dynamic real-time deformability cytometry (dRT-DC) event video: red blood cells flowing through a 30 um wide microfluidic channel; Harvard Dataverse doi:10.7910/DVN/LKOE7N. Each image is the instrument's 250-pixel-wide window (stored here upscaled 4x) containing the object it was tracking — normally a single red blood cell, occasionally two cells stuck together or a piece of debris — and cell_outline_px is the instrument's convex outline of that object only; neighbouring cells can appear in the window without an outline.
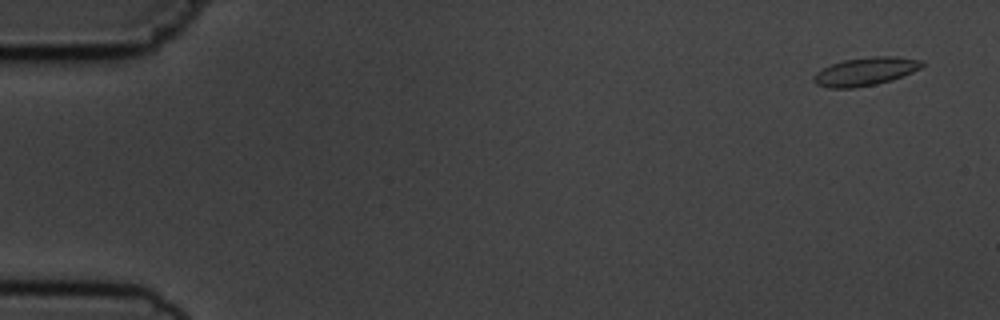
{"species": "common noctule bat (a hibernating species)", "species_latin": "Nyctalus noctula", "temperature_condition": "cold", "stored_images_in_passage": 3, "camera_frame_rate_fps": 3000, "um_per_image_px": 0.085, "animal": {"sex": "male", "body_mass_g": 19.5, "forearm_length_mm": 54.6}, "frame": {"image": 1, "passage_image": 1, "time_ms": 0.0, "image_size_px": [1000, 320], "cell_outline_px": [[924, 64], [920, 68], [912, 72], [892, 80], [876, 84], [856, 88], [828, 88], [816, 84], [812, 80], [812, 76], [816, 72], [832, 64], [844, 60], [872, 56], [896, 56], [924, 60]], "centroid_in_image_um": [73.56, 6.07], "position_along_channel_um": 11.4, "area_um2": 17.92}}